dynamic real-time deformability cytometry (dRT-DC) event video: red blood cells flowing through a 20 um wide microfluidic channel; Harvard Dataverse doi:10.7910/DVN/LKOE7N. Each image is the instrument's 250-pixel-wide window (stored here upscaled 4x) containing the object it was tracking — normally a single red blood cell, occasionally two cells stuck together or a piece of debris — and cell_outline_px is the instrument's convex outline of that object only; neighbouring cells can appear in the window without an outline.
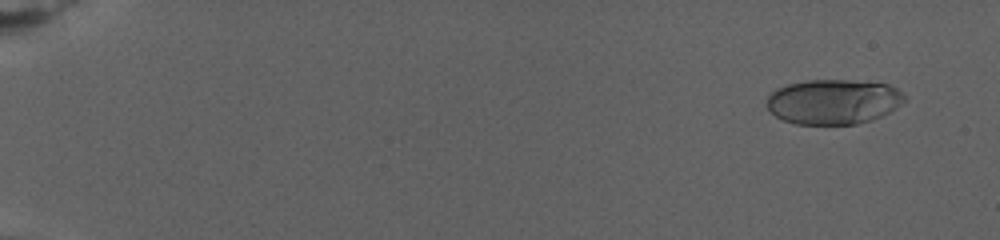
{"species": "human", "species_latin": "Homo sapiens", "temperature_condition": "warm", "stored_images_in_passage": 58, "camera_frame_rate_fps": 3000, "um_per_image_px": 0.085, "donor": {"sex": "female"}, "frame": {"image": 1, "passage_image": 3, "time_ms": 1.667, "image_size_px": [1000, 240], "cell_outline_px": [[908, 100], [888, 112], [872, 120], [856, 124], [796, 124], [784, 120], [776, 116], [768, 108], [768, 96], [776, 88], [788, 84], [804, 80], [848, 80], [888, 84], [896, 88]], "centroid_in_image_um": [70.84, 8.64], "position_along_channel_um": 14.2, "area_um2": 35.95}}
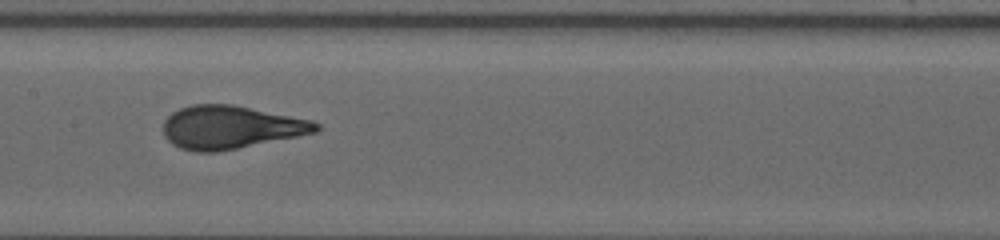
{"frame": {"image": 2, "passage_image": 33, "time_ms": 14.667, "image_size_px": [1000, 240], "cell_outline_px": [[320, 128], [316, 132], [216, 152], [196, 152], [180, 148], [172, 144], [164, 136], [164, 120], [172, 112], [180, 108], [192, 104], [232, 104], [312, 120], [320, 124]], "centroid_in_image_um": [19.57, 10.81], "position_along_channel_um": 187.8, "area_um2": 38.09}}
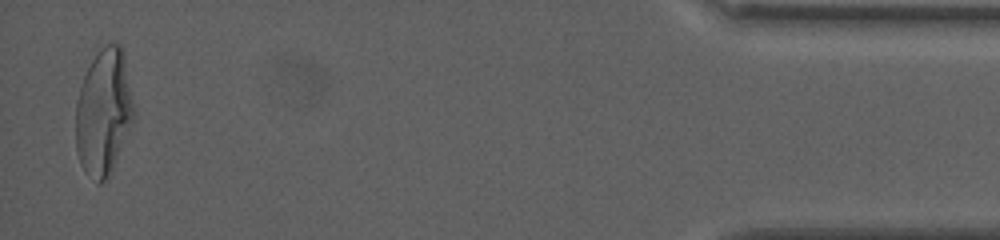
{"frame": {"image": 3, "passage_image": 58, "time_ms": 26.333, "image_size_px": [1000, 240], "cell_outline_px": [[136, 112], [112, 168], [108, 176], [100, 184], [80, 164], [76, 152], [76, 104], [80, 88], [84, 76], [96, 52], [100, 48], [108, 44], [120, 44], [124, 52]], "centroid_in_image_um": [8.82, 9.47], "position_along_channel_um": 426.4, "area_um2": 42.25}, "authors_computed_cell_mechanics": {"area_um2": 37.5411, "velocity_mm_per_s": 2.667, "shape_relaxation_time_tau1_ms": 6.814, "shape_relaxation_time_tau2_ms": null, "deformation_change_tau1": 0.2461, "deformation_change_tau2": null}}